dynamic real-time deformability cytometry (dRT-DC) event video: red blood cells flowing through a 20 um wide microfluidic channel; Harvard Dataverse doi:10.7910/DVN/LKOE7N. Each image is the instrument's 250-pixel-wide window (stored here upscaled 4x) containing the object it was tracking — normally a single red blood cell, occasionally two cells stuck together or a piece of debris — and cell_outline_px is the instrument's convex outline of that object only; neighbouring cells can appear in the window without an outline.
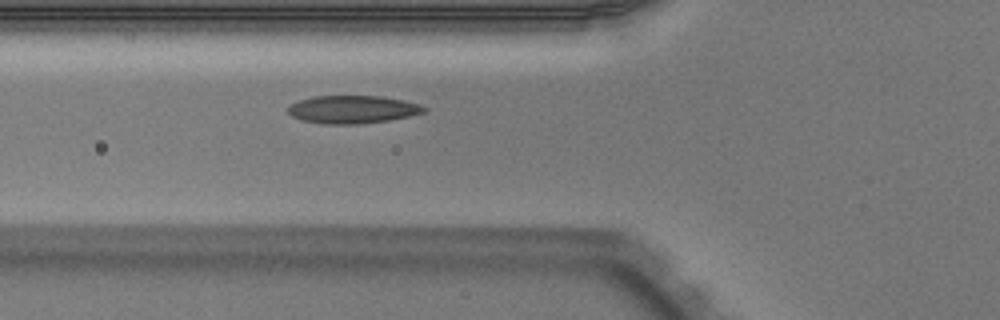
{"species": "Egyptian fruit bat (a non-hibernating species)", "species_latin": "Rousettus aegyptiacus", "temperature_condition": "warm", "stored_images_in_passage": 35, "camera_frame_rate_fps": 3000, "um_per_image_px": 0.085, "animal": {"sex": "male"}, "frame": {"image": 1, "passage_image": 3, "time_ms": 0.667, "image_size_px": [1000, 320], "cell_outline_px": [[428, 108], [424, 112], [408, 116], [388, 120], [360, 124], [324, 124], [300, 120], [292, 116], [288, 112], [288, 108], [292, 104], [300, 100], [312, 96], [384, 96], [404, 100], [420, 104]], "centroid_in_image_um": [29.98, 9.3], "position_along_channel_um": 95.8, "area_um2": 22.14}}
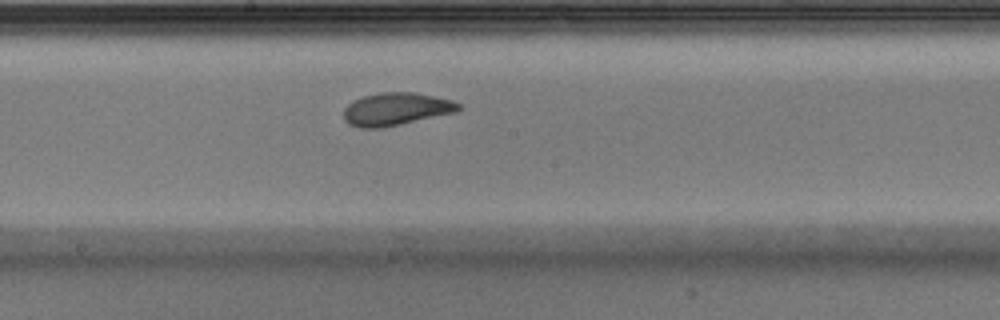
{"frame": {"image": 2, "passage_image": 12, "time_ms": 3.667, "image_size_px": [1000, 320], "cell_outline_px": [[460, 108], [456, 112], [400, 124], [380, 128], [360, 128], [348, 124], [344, 120], [344, 108], [352, 100], [364, 96], [380, 92], [416, 92], [452, 100], [460, 104]], "centroid_in_image_um": [33.63, 9.26], "position_along_channel_um": 214.6, "area_um2": 21.91}}
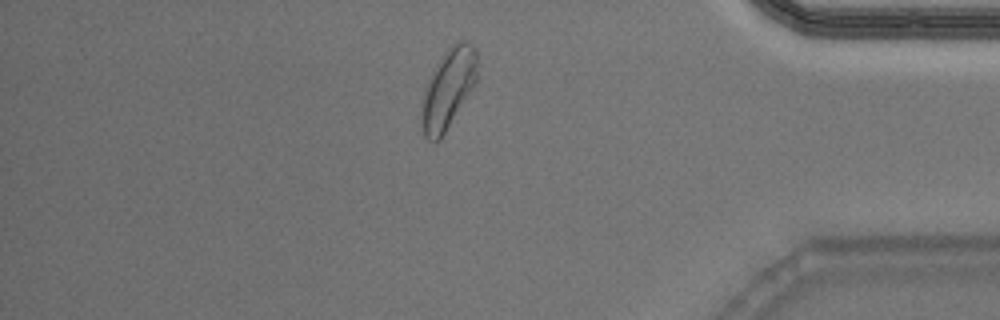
{"frame": {"image": 3, "passage_image": 28, "time_ms": 9.0, "image_size_px": [1000, 320], "cell_outline_px": [[476, 80], [472, 88], [440, 140], [428, 140], [424, 136], [420, 124], [420, 100], [424, 88], [436, 64], [444, 52], [456, 40], [460, 40], [476, 48]], "centroid_in_image_um": [38.03, 7.56], "position_along_channel_um": 397.2, "area_um2": 25.78}, "authors_computed_cell_mechanics": {"area_um2": 22.1374, "velocity_mm_per_s": 3.9356, "shape_relaxation_time_tau1_ms": 3.3882, "shape_relaxation_time_tau2_ms": 1.2495, "deformation_change_tau1": 0.1245, "deformation_change_tau2": 0.0533}}